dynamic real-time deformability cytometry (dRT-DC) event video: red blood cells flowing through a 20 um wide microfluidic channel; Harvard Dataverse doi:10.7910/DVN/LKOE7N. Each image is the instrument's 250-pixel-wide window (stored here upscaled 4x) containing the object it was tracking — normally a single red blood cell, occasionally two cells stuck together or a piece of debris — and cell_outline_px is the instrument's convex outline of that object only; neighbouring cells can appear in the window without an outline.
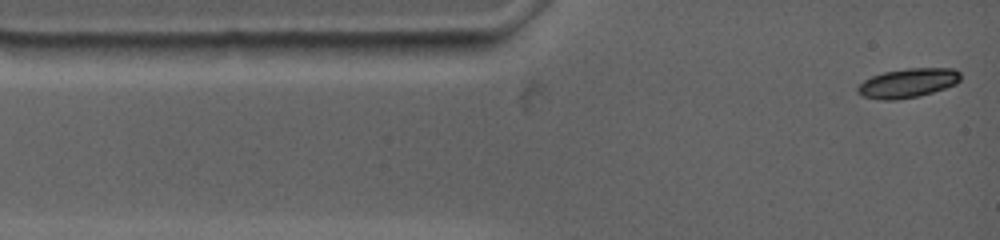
{"species": "common noctule bat (a hibernating species)", "species_latin": "Nyctalus noctula", "temperature_condition": "warm", "stored_images_in_passage": 51, "camera_frame_rate_fps": 4500, "um_per_image_px": 0.085, "animal": {"sex": "female", "body_mass_g": 19.0, "forearm_length_mm": 53.3}, "frame": {"image": 1, "passage_image": 1, "time_ms": 0.0, "image_size_px": [1000, 240], "cell_outline_px": [[960, 80], [956, 84], [932, 92], [916, 96], [896, 100], [880, 100], [864, 96], [856, 92], [856, 88], [864, 80], [872, 76], [884, 72], [908, 68], [952, 68], [960, 72]], "centroid_in_image_um": [77.15, 7.05], "position_along_channel_um": 7.9, "area_um2": 17.4}}
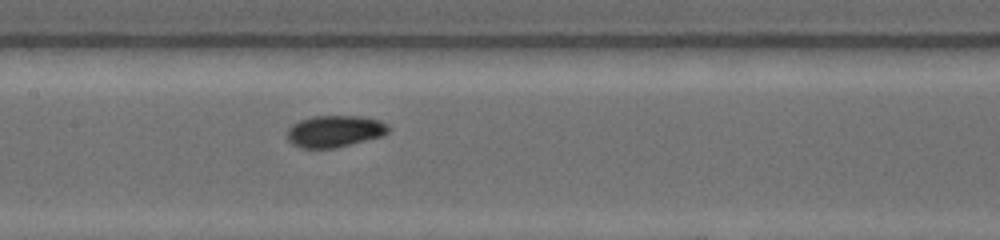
{"frame": {"image": 2, "passage_image": 24, "time_ms": 5.778, "image_size_px": [1000, 240], "cell_outline_px": [[392, 128], [384, 136], [336, 148], [300, 148], [292, 144], [284, 136], [284, 132], [292, 124], [300, 120], [312, 116], [360, 116], [380, 120], [388, 124]], "centroid_in_image_um": [28.44, 11.16], "position_along_channel_um": 179.0, "area_um2": 19.25}}
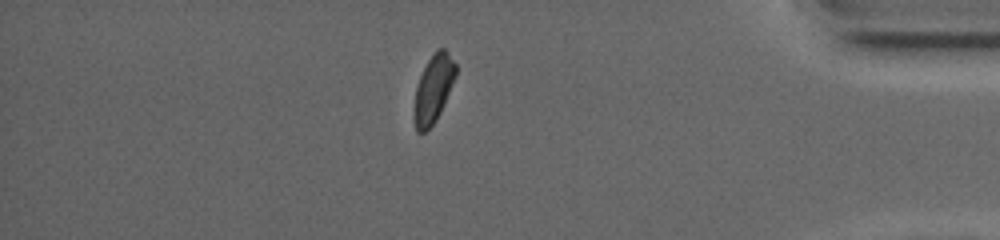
{"frame": {"image": 3, "passage_image": 44, "time_ms": 12.889, "image_size_px": [1000, 240], "cell_outline_px": [[456, 76], [440, 112], [436, 120], [424, 132], [416, 132], [412, 116], [416, 88], [420, 76], [428, 60], [436, 48], [444, 48], [448, 52], [456, 64]], "centroid_in_image_um": [36.82, 7.55], "position_along_channel_um": 398.4, "area_um2": 16.42}, "authors_computed_cell_mechanics": {"area_um2": 17.8602, "velocity_mm_per_s": 3.6542, "shape_relaxation_time_tau1_ms": 2.6651, "shape_relaxation_time_tau2_ms": null, "deformation_change_tau1": 0.1353, "deformation_change_tau2": null}}